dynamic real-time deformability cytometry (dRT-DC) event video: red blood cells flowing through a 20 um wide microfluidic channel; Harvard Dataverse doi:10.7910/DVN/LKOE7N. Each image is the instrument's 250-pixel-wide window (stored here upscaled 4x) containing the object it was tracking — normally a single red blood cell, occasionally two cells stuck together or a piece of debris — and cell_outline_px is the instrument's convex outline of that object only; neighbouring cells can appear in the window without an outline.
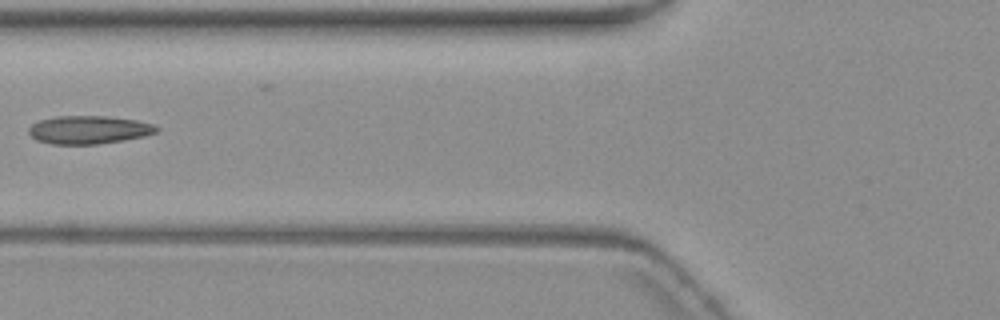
{"species": "common noctule bat (a hibernating species)", "species_latin": "Nyctalus noctula", "temperature_condition": "warm", "stored_images_in_passage": 7, "camera_frame_rate_fps": 3000, "um_per_image_px": 0.085, "animal": {"sex": "female", "body_mass_g": 19.3, "forearm_length_mm": 54.1}, "frame": {"image": 1, "passage_image": 7, "time_ms": 7.0, "image_size_px": [1000, 320], "cell_outline_px": [[160, 128], [156, 132], [144, 136], [124, 140], [96, 144], [52, 144], [36, 140], [28, 132], [28, 128], [32, 124], [40, 120], [56, 116], [104, 116], [136, 120], [152, 124]], "centroid_in_image_um": [7.53, 11.03], "position_along_channel_um": 118.3, "area_um2": 20.87}}